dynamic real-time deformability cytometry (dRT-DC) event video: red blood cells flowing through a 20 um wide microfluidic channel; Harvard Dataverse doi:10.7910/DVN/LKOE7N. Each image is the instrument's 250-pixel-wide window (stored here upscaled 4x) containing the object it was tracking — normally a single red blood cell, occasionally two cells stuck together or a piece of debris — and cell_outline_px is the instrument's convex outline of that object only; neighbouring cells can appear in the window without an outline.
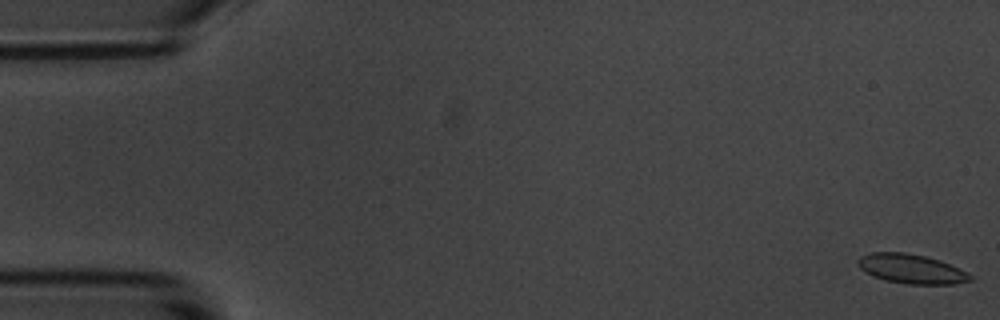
{"species": "common noctule bat (a hibernating species)", "species_latin": "Nyctalus noctula", "temperature_condition": "room temperature", "stored_images_in_passage": 59, "camera_frame_rate_fps": 3000, "um_per_image_px": 0.085, "animal": {"sex": "male", "body_mass_g": 20.1, "forearm_length_mm": 53.5}, "frame": {"image": 1, "passage_image": 1, "time_ms": 0.0, "image_size_px": [1000, 320], "cell_outline_px": [[972, 280], [952, 284], [908, 284], [884, 280], [872, 276], [860, 268], [856, 264], [856, 260], [860, 256], [872, 252], [904, 252], [924, 256], [940, 260], [960, 268], [972, 276]], "centroid_in_image_um": [77.43, 22.85], "position_along_channel_um": 7.6, "area_um2": 19.31}}
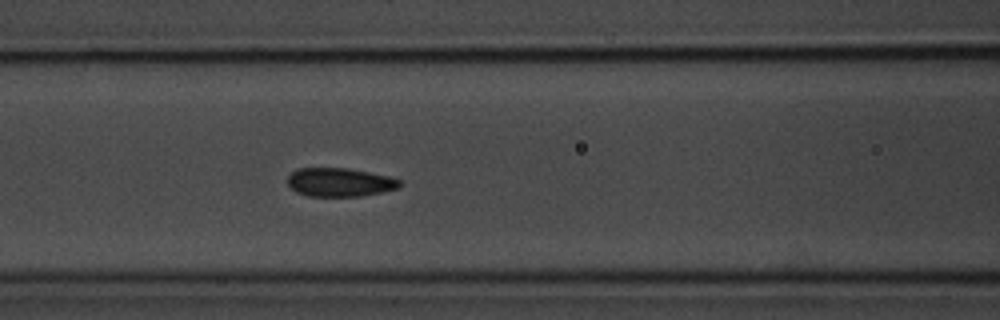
{"frame": {"image": 2, "passage_image": 24, "time_ms": 7.667, "image_size_px": [1000, 320], "cell_outline_px": [[400, 188], [360, 196], [308, 196], [296, 192], [288, 184], [288, 176], [296, 168], [348, 168], [388, 176], [400, 180]], "centroid_in_image_um": [28.86, 15.49], "position_along_channel_um": 137.7, "area_um2": 18.61}}
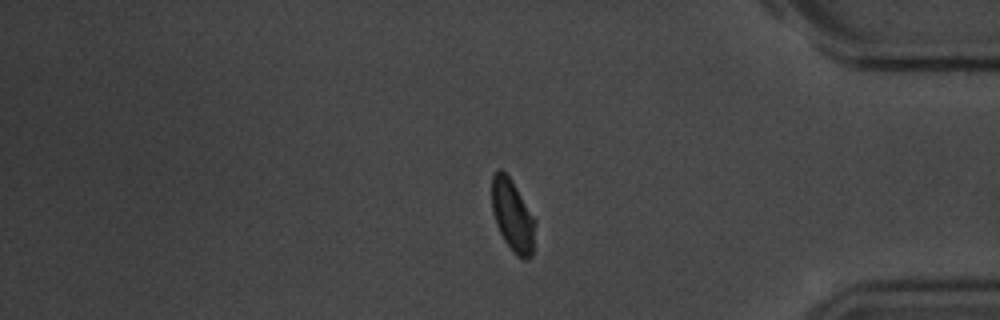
{"frame": {"image": 3, "passage_image": 48, "time_ms": 15.667, "image_size_px": [1000, 320], "cell_outline_px": [[536, 224], [532, 256], [528, 260], [524, 260], [516, 256], [512, 252], [504, 240], [496, 224], [492, 212], [492, 176], [500, 168], [512, 180], [536, 220]], "centroid_in_image_um": [43.59, 18.37], "position_along_channel_um": 391.6, "area_um2": 18.38}, "authors_computed_cell_mechanics": {"area_um2": 18.9584, "velocity_mm_per_s": 3.4846, "shape_relaxation_time_tau1_ms": 3.7994, "shape_relaxation_time_tau2_ms": 0.708, "deformation_change_tau1": 0.1024, "deformation_change_tau2": 0.0518}}